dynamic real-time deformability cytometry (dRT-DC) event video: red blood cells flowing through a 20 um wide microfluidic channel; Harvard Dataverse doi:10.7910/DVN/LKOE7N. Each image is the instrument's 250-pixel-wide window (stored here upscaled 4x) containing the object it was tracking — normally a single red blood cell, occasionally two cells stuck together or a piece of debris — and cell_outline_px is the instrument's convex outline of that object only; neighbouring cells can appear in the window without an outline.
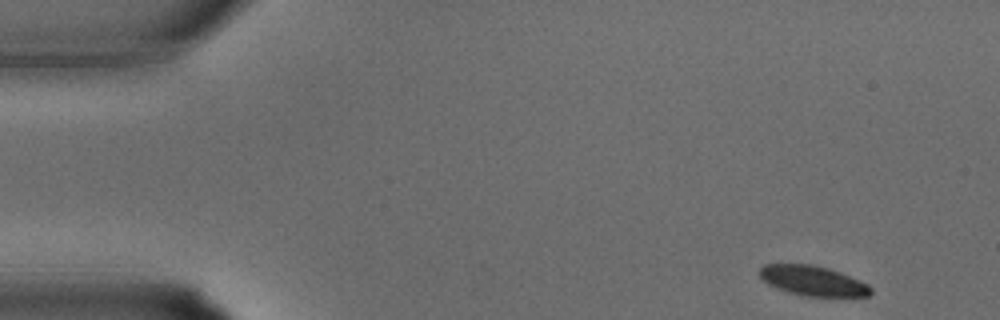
{"species": "common noctule bat (a hibernating species)", "species_latin": "Nyctalus noctula", "temperature_condition": "warm", "stored_images_in_passage": 32, "camera_frame_rate_fps": 3000, "um_per_image_px": 0.085, "animal": {"sex": "male", "body_mass_g": 15.6}, "frame": {"image": 1, "passage_image": 1, "time_ms": 0.0, "image_size_px": [1000, 320], "cell_outline_px": [[872, 292], [868, 296], [804, 296], [788, 292], [776, 288], [768, 284], [760, 276], [760, 268], [764, 264], [812, 264], [828, 268], [840, 272], [868, 284], [872, 288]], "centroid_in_image_um": [69.09, 23.86], "position_along_channel_um": 15.9, "area_um2": 19.31}}
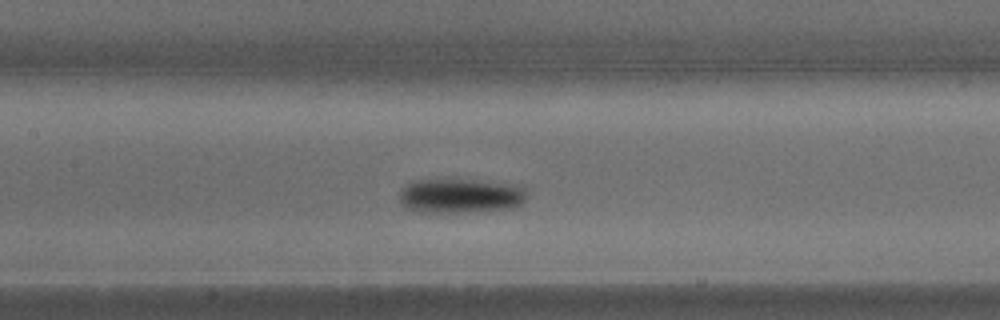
{"frame": {"image": 2, "passage_image": 14, "time_ms": 4.333, "image_size_px": [1000, 320], "cell_outline_px": [[528, 196], [520, 204], [512, 208], [488, 212], [420, 212], [408, 208], [400, 204], [400, 192], [412, 180], [480, 180], [520, 184], [528, 192]], "centroid_in_image_um": [39.23, 16.65], "position_along_channel_um": 168.2, "area_um2": 26.13}}
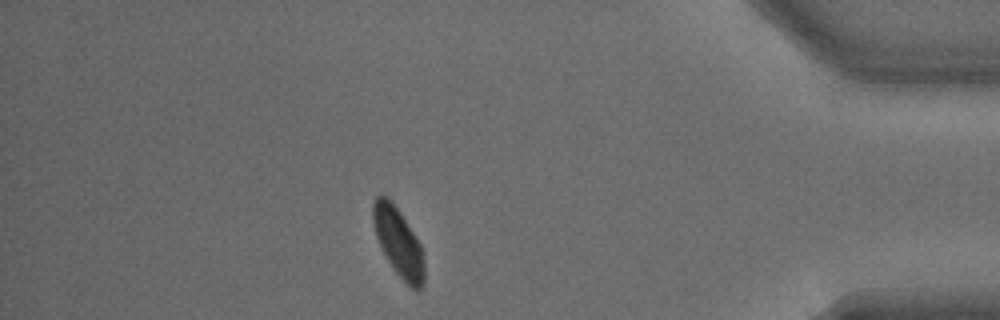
{"frame": {"image": 3, "passage_image": 28, "time_ms": 9.0, "image_size_px": [1000, 320], "cell_outline_px": [[424, 280], [420, 288], [416, 292], [392, 268], [376, 236], [372, 220], [372, 200], [380, 192], [392, 200], [416, 236], [424, 252]], "centroid_in_image_um": [33.85, 20.52], "position_along_channel_um": 401.3, "area_um2": 20.63}}